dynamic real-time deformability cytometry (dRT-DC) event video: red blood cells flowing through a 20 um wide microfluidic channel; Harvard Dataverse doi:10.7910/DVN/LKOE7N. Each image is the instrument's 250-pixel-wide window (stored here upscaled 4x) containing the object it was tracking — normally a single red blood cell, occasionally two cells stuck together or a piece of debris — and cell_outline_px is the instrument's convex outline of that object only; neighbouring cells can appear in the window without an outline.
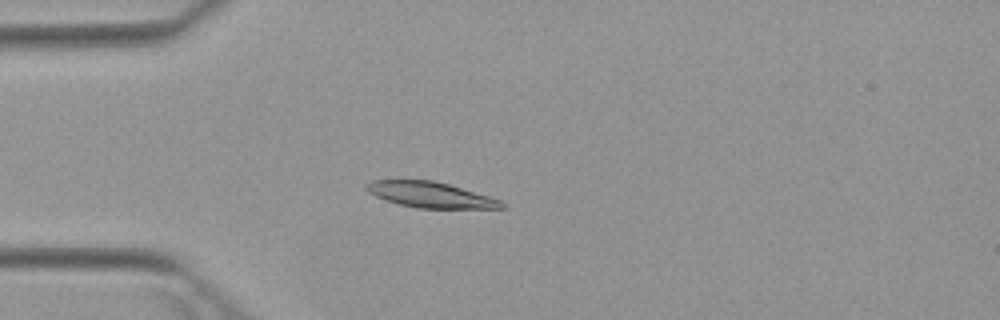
{"species": "Egyptian fruit bat (a non-hibernating species)", "species_latin": "Rousettus aegyptiacus", "temperature_condition": "warm", "stored_images_in_passage": 3, "camera_frame_rate_fps": 3000, "um_per_image_px": 0.085, "animal": {"sex": "female"}, "frame": {"image": 1, "passage_image": 3, "time_ms": 2.333, "image_size_px": [1000, 320], "cell_outline_px": [[504, 208], [416, 208], [400, 204], [376, 196], [368, 192], [364, 188], [364, 184], [372, 180], [432, 180], [448, 184], [488, 196], [500, 200], [504, 204]], "centroid_in_image_um": [36.54, 16.55], "position_along_channel_um": 48.5, "area_um2": 19.94}}